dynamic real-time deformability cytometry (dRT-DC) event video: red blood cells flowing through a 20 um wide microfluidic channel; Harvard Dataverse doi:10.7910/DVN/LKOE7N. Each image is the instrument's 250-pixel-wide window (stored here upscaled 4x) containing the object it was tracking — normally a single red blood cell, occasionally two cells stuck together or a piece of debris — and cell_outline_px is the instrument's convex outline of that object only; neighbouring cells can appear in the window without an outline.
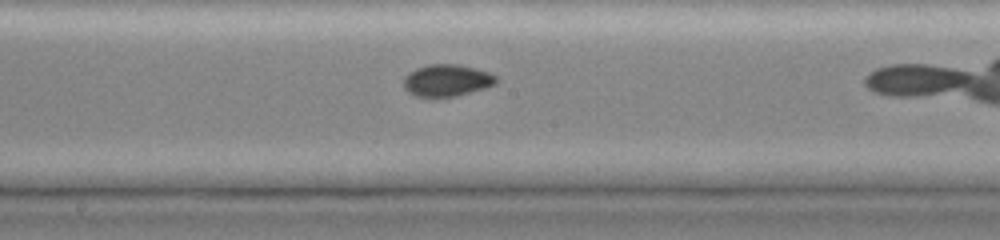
{"species": "common noctule bat (a hibernating species)", "species_latin": "Nyctalus noctula", "temperature_condition": "cold", "stored_images_in_passage": 11, "camera_frame_rate_fps": 3000, "um_per_image_px": 0.085, "animal": {"sex": "female", "body_mass_g": 19.0, "forearm_length_mm": 51.5}, "frame": {"image": 1, "passage_image": 10, "time_ms": 7.667, "image_size_px": [1000, 240], "cell_outline_px": [[496, 84], [484, 88], [456, 96], [432, 100], [416, 96], [408, 92], [404, 88], [404, 76], [408, 72], [416, 68], [432, 64], [460, 64], [488, 72], [496, 76]], "centroid_in_image_um": [37.93, 6.87], "position_along_channel_um": 210.3, "area_um2": 17.63}}